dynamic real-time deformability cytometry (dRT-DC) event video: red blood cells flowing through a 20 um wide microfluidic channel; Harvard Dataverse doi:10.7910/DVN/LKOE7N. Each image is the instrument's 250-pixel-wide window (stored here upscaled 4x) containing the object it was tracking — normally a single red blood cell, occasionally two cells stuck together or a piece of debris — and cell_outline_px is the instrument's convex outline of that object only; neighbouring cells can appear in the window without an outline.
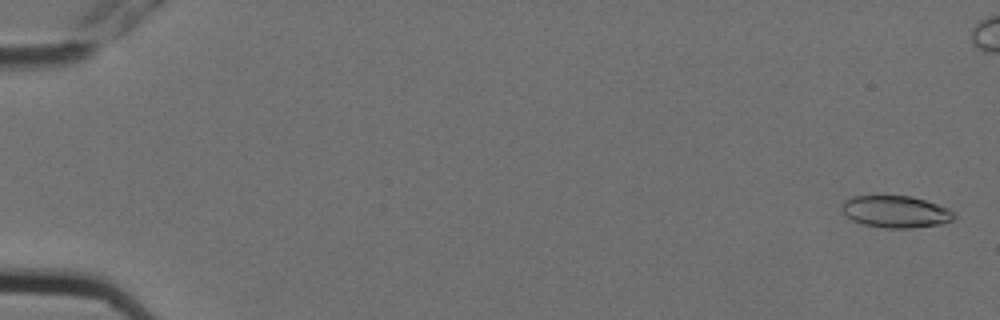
{"species": "Egyptian fruit bat (a non-hibernating species)", "species_latin": "Rousettus aegyptiacus", "temperature_condition": "cold", "stored_images_in_passage": 4, "camera_frame_rate_fps": 3000, "um_per_image_px": 0.085, "animal": {"sex": "female"}, "frame": {"image": 1, "passage_image": 1, "time_ms": 0.0, "image_size_px": [1000, 320], "cell_outline_px": [[956, 216], [952, 220], [944, 224], [912, 228], [884, 228], [864, 224], [852, 220], [840, 208], [840, 204], [844, 200], [852, 196], [908, 196], [924, 200], [948, 208], [956, 212]], "centroid_in_image_um": [76.15, 18.0], "position_along_channel_um": 8.9, "area_um2": 20.98}}